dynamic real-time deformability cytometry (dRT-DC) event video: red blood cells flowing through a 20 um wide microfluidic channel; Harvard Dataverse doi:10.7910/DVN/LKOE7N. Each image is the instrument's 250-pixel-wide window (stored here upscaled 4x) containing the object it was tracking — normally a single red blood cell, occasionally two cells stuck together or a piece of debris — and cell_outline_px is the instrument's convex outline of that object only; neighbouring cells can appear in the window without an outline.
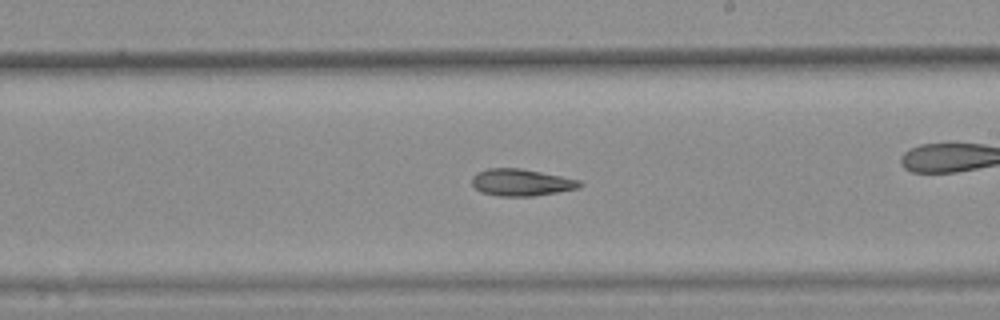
{"species": "common noctule bat (a hibernating species)", "species_latin": "Nyctalus noctula", "temperature_condition": "warm", "stored_images_in_passage": 38, "camera_frame_rate_fps": 3000, "um_per_image_px": 0.085, "animal": {"sex": "female", "body_mass_g": 25.1}, "frame": {"image": 1, "passage_image": 22, "time_ms": 7.0, "image_size_px": [1000, 320], "cell_outline_px": [[584, 184], [580, 188], [532, 196], [500, 196], [480, 192], [472, 184], [472, 176], [476, 172], [488, 168], [520, 168], [580, 180]], "centroid_in_image_um": [44.29, 15.5], "position_along_channel_um": 244.7, "area_um2": 16.88}}